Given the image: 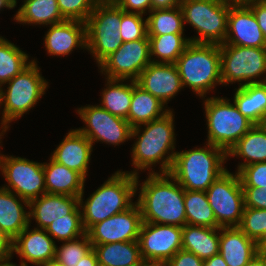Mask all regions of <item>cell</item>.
Instances as JSON below:
<instances>
[{
	"instance_id": "6da1fadb",
	"label": "cell",
	"mask_w": 266,
	"mask_h": 266,
	"mask_svg": "<svg viewBox=\"0 0 266 266\" xmlns=\"http://www.w3.org/2000/svg\"><path fill=\"white\" fill-rule=\"evenodd\" d=\"M138 196L143 222L179 227L187 224L184 188L169 173L150 172Z\"/></svg>"
},
{
	"instance_id": "7a4b0ae2",
	"label": "cell",
	"mask_w": 266,
	"mask_h": 266,
	"mask_svg": "<svg viewBox=\"0 0 266 266\" xmlns=\"http://www.w3.org/2000/svg\"><path fill=\"white\" fill-rule=\"evenodd\" d=\"M138 187V172L117 171L83 202V194L79 197L82 222L87 232L94 224L115 214L126 211L135 203L132 202ZM84 205V206H83Z\"/></svg>"
},
{
	"instance_id": "3957f363",
	"label": "cell",
	"mask_w": 266,
	"mask_h": 266,
	"mask_svg": "<svg viewBox=\"0 0 266 266\" xmlns=\"http://www.w3.org/2000/svg\"><path fill=\"white\" fill-rule=\"evenodd\" d=\"M173 118V113L169 110L162 117L143 124L145 129L141 135H139L141 126L132 128L131 137H138L132 148L131 156L136 171L151 169L152 165L161 161V174L169 173L176 154L172 151L175 148Z\"/></svg>"
},
{
	"instance_id": "277c9868",
	"label": "cell",
	"mask_w": 266,
	"mask_h": 266,
	"mask_svg": "<svg viewBox=\"0 0 266 266\" xmlns=\"http://www.w3.org/2000/svg\"><path fill=\"white\" fill-rule=\"evenodd\" d=\"M206 148H195L176 152L169 175L185 190L206 191L227 169L223 167L227 153L219 147L206 144Z\"/></svg>"
},
{
	"instance_id": "5b68a950",
	"label": "cell",
	"mask_w": 266,
	"mask_h": 266,
	"mask_svg": "<svg viewBox=\"0 0 266 266\" xmlns=\"http://www.w3.org/2000/svg\"><path fill=\"white\" fill-rule=\"evenodd\" d=\"M183 88L189 86L204 97L221 81L220 45L190 43L175 63Z\"/></svg>"
},
{
	"instance_id": "8992f818",
	"label": "cell",
	"mask_w": 266,
	"mask_h": 266,
	"mask_svg": "<svg viewBox=\"0 0 266 266\" xmlns=\"http://www.w3.org/2000/svg\"><path fill=\"white\" fill-rule=\"evenodd\" d=\"M234 0H182L184 24L189 23L199 37L192 43L223 44L227 34L228 14Z\"/></svg>"
},
{
	"instance_id": "52a82bcc",
	"label": "cell",
	"mask_w": 266,
	"mask_h": 266,
	"mask_svg": "<svg viewBox=\"0 0 266 266\" xmlns=\"http://www.w3.org/2000/svg\"><path fill=\"white\" fill-rule=\"evenodd\" d=\"M36 61L26 67L8 83L7 90L0 88V105L3 108L2 134L9 128V123L28 112L45 94L48 82L42 77ZM4 103V104H3Z\"/></svg>"
},
{
	"instance_id": "ba28073f",
	"label": "cell",
	"mask_w": 266,
	"mask_h": 266,
	"mask_svg": "<svg viewBox=\"0 0 266 266\" xmlns=\"http://www.w3.org/2000/svg\"><path fill=\"white\" fill-rule=\"evenodd\" d=\"M208 125L207 143L222 148L226 153L254 125L229 99L210 97L204 102Z\"/></svg>"
},
{
	"instance_id": "9c48e42d",
	"label": "cell",
	"mask_w": 266,
	"mask_h": 266,
	"mask_svg": "<svg viewBox=\"0 0 266 266\" xmlns=\"http://www.w3.org/2000/svg\"><path fill=\"white\" fill-rule=\"evenodd\" d=\"M86 23L87 48L100 65L122 44L121 8L113 0H101Z\"/></svg>"
},
{
	"instance_id": "30bf717a",
	"label": "cell",
	"mask_w": 266,
	"mask_h": 266,
	"mask_svg": "<svg viewBox=\"0 0 266 266\" xmlns=\"http://www.w3.org/2000/svg\"><path fill=\"white\" fill-rule=\"evenodd\" d=\"M220 57L222 84L246 81L239 84L242 86L266 82V76L256 80L266 74V47H242L223 43L220 44Z\"/></svg>"
},
{
	"instance_id": "8fae6325",
	"label": "cell",
	"mask_w": 266,
	"mask_h": 266,
	"mask_svg": "<svg viewBox=\"0 0 266 266\" xmlns=\"http://www.w3.org/2000/svg\"><path fill=\"white\" fill-rule=\"evenodd\" d=\"M219 227H238L245 208L238 173L226 170L205 191Z\"/></svg>"
},
{
	"instance_id": "7c38bea8",
	"label": "cell",
	"mask_w": 266,
	"mask_h": 266,
	"mask_svg": "<svg viewBox=\"0 0 266 266\" xmlns=\"http://www.w3.org/2000/svg\"><path fill=\"white\" fill-rule=\"evenodd\" d=\"M0 169L8 182L3 188L20 198L30 202L47 193L42 163L0 154Z\"/></svg>"
},
{
	"instance_id": "4fadbf2b",
	"label": "cell",
	"mask_w": 266,
	"mask_h": 266,
	"mask_svg": "<svg viewBox=\"0 0 266 266\" xmlns=\"http://www.w3.org/2000/svg\"><path fill=\"white\" fill-rule=\"evenodd\" d=\"M138 243L145 264L164 265L182 250V227L143 222Z\"/></svg>"
},
{
	"instance_id": "5bb4252c",
	"label": "cell",
	"mask_w": 266,
	"mask_h": 266,
	"mask_svg": "<svg viewBox=\"0 0 266 266\" xmlns=\"http://www.w3.org/2000/svg\"><path fill=\"white\" fill-rule=\"evenodd\" d=\"M86 127L77 129L92 143L96 141L119 145L132 138V127L123 118L112 115L99 105H88L77 110Z\"/></svg>"
},
{
	"instance_id": "9a60e30c",
	"label": "cell",
	"mask_w": 266,
	"mask_h": 266,
	"mask_svg": "<svg viewBox=\"0 0 266 266\" xmlns=\"http://www.w3.org/2000/svg\"><path fill=\"white\" fill-rule=\"evenodd\" d=\"M149 39L124 42L99 66L109 79L136 81L145 67L151 63ZM105 72V73H103Z\"/></svg>"
},
{
	"instance_id": "2e32d148",
	"label": "cell",
	"mask_w": 266,
	"mask_h": 266,
	"mask_svg": "<svg viewBox=\"0 0 266 266\" xmlns=\"http://www.w3.org/2000/svg\"><path fill=\"white\" fill-rule=\"evenodd\" d=\"M139 205L94 224L86 233L92 245L138 240L142 225Z\"/></svg>"
},
{
	"instance_id": "e0dca14e",
	"label": "cell",
	"mask_w": 266,
	"mask_h": 266,
	"mask_svg": "<svg viewBox=\"0 0 266 266\" xmlns=\"http://www.w3.org/2000/svg\"><path fill=\"white\" fill-rule=\"evenodd\" d=\"M224 43L242 47H266L257 19L245 2L234 1L231 4Z\"/></svg>"
},
{
	"instance_id": "ac0fdd59",
	"label": "cell",
	"mask_w": 266,
	"mask_h": 266,
	"mask_svg": "<svg viewBox=\"0 0 266 266\" xmlns=\"http://www.w3.org/2000/svg\"><path fill=\"white\" fill-rule=\"evenodd\" d=\"M136 83L164 105L183 88L176 65L169 63L151 62L140 73Z\"/></svg>"
},
{
	"instance_id": "d6986e66",
	"label": "cell",
	"mask_w": 266,
	"mask_h": 266,
	"mask_svg": "<svg viewBox=\"0 0 266 266\" xmlns=\"http://www.w3.org/2000/svg\"><path fill=\"white\" fill-rule=\"evenodd\" d=\"M29 225L13 240V252L21 258V266L27 262L41 266L55 258V241L41 228L29 231Z\"/></svg>"
},
{
	"instance_id": "ffe728a7",
	"label": "cell",
	"mask_w": 266,
	"mask_h": 266,
	"mask_svg": "<svg viewBox=\"0 0 266 266\" xmlns=\"http://www.w3.org/2000/svg\"><path fill=\"white\" fill-rule=\"evenodd\" d=\"M50 55H67L75 48H87L86 23L78 20H64L50 26L44 40Z\"/></svg>"
},
{
	"instance_id": "44dd1931",
	"label": "cell",
	"mask_w": 266,
	"mask_h": 266,
	"mask_svg": "<svg viewBox=\"0 0 266 266\" xmlns=\"http://www.w3.org/2000/svg\"><path fill=\"white\" fill-rule=\"evenodd\" d=\"M91 141L77 129L69 131L63 141L54 150L51 158L86 179L91 152Z\"/></svg>"
},
{
	"instance_id": "7402d4cb",
	"label": "cell",
	"mask_w": 266,
	"mask_h": 266,
	"mask_svg": "<svg viewBox=\"0 0 266 266\" xmlns=\"http://www.w3.org/2000/svg\"><path fill=\"white\" fill-rule=\"evenodd\" d=\"M219 254L228 266H245L261 248L239 227H220Z\"/></svg>"
},
{
	"instance_id": "603a6c76",
	"label": "cell",
	"mask_w": 266,
	"mask_h": 266,
	"mask_svg": "<svg viewBox=\"0 0 266 266\" xmlns=\"http://www.w3.org/2000/svg\"><path fill=\"white\" fill-rule=\"evenodd\" d=\"M79 205V197L45 193L29 202V218L35 219L38 227L46 229L54 220L68 218Z\"/></svg>"
},
{
	"instance_id": "cb8c5ba5",
	"label": "cell",
	"mask_w": 266,
	"mask_h": 266,
	"mask_svg": "<svg viewBox=\"0 0 266 266\" xmlns=\"http://www.w3.org/2000/svg\"><path fill=\"white\" fill-rule=\"evenodd\" d=\"M16 196L10 190L0 188V230L12 240L31 224L29 211L24 210L21 201L26 207H29V202Z\"/></svg>"
},
{
	"instance_id": "d4e9b609",
	"label": "cell",
	"mask_w": 266,
	"mask_h": 266,
	"mask_svg": "<svg viewBox=\"0 0 266 266\" xmlns=\"http://www.w3.org/2000/svg\"><path fill=\"white\" fill-rule=\"evenodd\" d=\"M46 192L49 194L80 197L85 179L76 171L54 161L43 163Z\"/></svg>"
},
{
	"instance_id": "484cf974",
	"label": "cell",
	"mask_w": 266,
	"mask_h": 266,
	"mask_svg": "<svg viewBox=\"0 0 266 266\" xmlns=\"http://www.w3.org/2000/svg\"><path fill=\"white\" fill-rule=\"evenodd\" d=\"M219 232L220 228L186 224L182 227V250L202 260L211 258L219 254Z\"/></svg>"
},
{
	"instance_id": "4316f807",
	"label": "cell",
	"mask_w": 266,
	"mask_h": 266,
	"mask_svg": "<svg viewBox=\"0 0 266 266\" xmlns=\"http://www.w3.org/2000/svg\"><path fill=\"white\" fill-rule=\"evenodd\" d=\"M234 104L254 125L266 120V82L252 83L235 89Z\"/></svg>"
},
{
	"instance_id": "83f0119b",
	"label": "cell",
	"mask_w": 266,
	"mask_h": 266,
	"mask_svg": "<svg viewBox=\"0 0 266 266\" xmlns=\"http://www.w3.org/2000/svg\"><path fill=\"white\" fill-rule=\"evenodd\" d=\"M99 266H144L138 240L92 245Z\"/></svg>"
},
{
	"instance_id": "f1b7e54d",
	"label": "cell",
	"mask_w": 266,
	"mask_h": 266,
	"mask_svg": "<svg viewBox=\"0 0 266 266\" xmlns=\"http://www.w3.org/2000/svg\"><path fill=\"white\" fill-rule=\"evenodd\" d=\"M169 110L165 109L164 104L157 97L133 81V95L128 111V122L132 128L158 119Z\"/></svg>"
},
{
	"instance_id": "f546056e",
	"label": "cell",
	"mask_w": 266,
	"mask_h": 266,
	"mask_svg": "<svg viewBox=\"0 0 266 266\" xmlns=\"http://www.w3.org/2000/svg\"><path fill=\"white\" fill-rule=\"evenodd\" d=\"M229 156L245 158L244 163L238 165L237 171L253 163L266 162V127L253 125L228 151L227 157Z\"/></svg>"
},
{
	"instance_id": "4dcf8cb0",
	"label": "cell",
	"mask_w": 266,
	"mask_h": 266,
	"mask_svg": "<svg viewBox=\"0 0 266 266\" xmlns=\"http://www.w3.org/2000/svg\"><path fill=\"white\" fill-rule=\"evenodd\" d=\"M14 20L20 23L53 25L66 20L58 7L57 0H24Z\"/></svg>"
},
{
	"instance_id": "1f68e13d",
	"label": "cell",
	"mask_w": 266,
	"mask_h": 266,
	"mask_svg": "<svg viewBox=\"0 0 266 266\" xmlns=\"http://www.w3.org/2000/svg\"><path fill=\"white\" fill-rule=\"evenodd\" d=\"M106 79L107 87L102 92V104L99 106L106 109L112 115L128 121V111L133 95V80L128 85L121 82L125 80Z\"/></svg>"
},
{
	"instance_id": "d6a6232c",
	"label": "cell",
	"mask_w": 266,
	"mask_h": 266,
	"mask_svg": "<svg viewBox=\"0 0 266 266\" xmlns=\"http://www.w3.org/2000/svg\"><path fill=\"white\" fill-rule=\"evenodd\" d=\"M149 39L150 57L156 56L158 59H152L155 63L175 64L183 51L191 43L190 39L184 38L183 34H163L147 35ZM155 60V61H154Z\"/></svg>"
},
{
	"instance_id": "836d02e7",
	"label": "cell",
	"mask_w": 266,
	"mask_h": 266,
	"mask_svg": "<svg viewBox=\"0 0 266 266\" xmlns=\"http://www.w3.org/2000/svg\"><path fill=\"white\" fill-rule=\"evenodd\" d=\"M184 206L187 224L220 228L205 191L184 189Z\"/></svg>"
},
{
	"instance_id": "e575fe53",
	"label": "cell",
	"mask_w": 266,
	"mask_h": 266,
	"mask_svg": "<svg viewBox=\"0 0 266 266\" xmlns=\"http://www.w3.org/2000/svg\"><path fill=\"white\" fill-rule=\"evenodd\" d=\"M28 58L14 43L0 36V88L31 64L33 60L28 62Z\"/></svg>"
},
{
	"instance_id": "d590c367",
	"label": "cell",
	"mask_w": 266,
	"mask_h": 266,
	"mask_svg": "<svg viewBox=\"0 0 266 266\" xmlns=\"http://www.w3.org/2000/svg\"><path fill=\"white\" fill-rule=\"evenodd\" d=\"M147 35L183 34L184 20L181 7L157 9L149 12Z\"/></svg>"
},
{
	"instance_id": "8d00e7d4",
	"label": "cell",
	"mask_w": 266,
	"mask_h": 266,
	"mask_svg": "<svg viewBox=\"0 0 266 266\" xmlns=\"http://www.w3.org/2000/svg\"><path fill=\"white\" fill-rule=\"evenodd\" d=\"M79 205L68 214V218H60L52 221V223L45 229L46 232L53 239L63 242L80 238L86 233L83 222L81 210Z\"/></svg>"
},
{
	"instance_id": "74e56055",
	"label": "cell",
	"mask_w": 266,
	"mask_h": 266,
	"mask_svg": "<svg viewBox=\"0 0 266 266\" xmlns=\"http://www.w3.org/2000/svg\"><path fill=\"white\" fill-rule=\"evenodd\" d=\"M238 227L261 248L266 243V209L245 207Z\"/></svg>"
},
{
	"instance_id": "f35d334b",
	"label": "cell",
	"mask_w": 266,
	"mask_h": 266,
	"mask_svg": "<svg viewBox=\"0 0 266 266\" xmlns=\"http://www.w3.org/2000/svg\"><path fill=\"white\" fill-rule=\"evenodd\" d=\"M78 239L68 240L59 248L56 245L55 259L65 266H76L93 249L87 233L80 237L81 240Z\"/></svg>"
},
{
	"instance_id": "ab89813d",
	"label": "cell",
	"mask_w": 266,
	"mask_h": 266,
	"mask_svg": "<svg viewBox=\"0 0 266 266\" xmlns=\"http://www.w3.org/2000/svg\"><path fill=\"white\" fill-rule=\"evenodd\" d=\"M141 14L129 13L121 9L120 36L123 43L140 40L147 35V20Z\"/></svg>"
},
{
	"instance_id": "60d3db41",
	"label": "cell",
	"mask_w": 266,
	"mask_h": 266,
	"mask_svg": "<svg viewBox=\"0 0 266 266\" xmlns=\"http://www.w3.org/2000/svg\"><path fill=\"white\" fill-rule=\"evenodd\" d=\"M101 0H57L59 10L66 20L86 22Z\"/></svg>"
},
{
	"instance_id": "b9f144b4",
	"label": "cell",
	"mask_w": 266,
	"mask_h": 266,
	"mask_svg": "<svg viewBox=\"0 0 266 266\" xmlns=\"http://www.w3.org/2000/svg\"><path fill=\"white\" fill-rule=\"evenodd\" d=\"M242 187L266 189V162H259L242 167L237 171Z\"/></svg>"
},
{
	"instance_id": "7bdbcfd3",
	"label": "cell",
	"mask_w": 266,
	"mask_h": 266,
	"mask_svg": "<svg viewBox=\"0 0 266 266\" xmlns=\"http://www.w3.org/2000/svg\"><path fill=\"white\" fill-rule=\"evenodd\" d=\"M245 207L266 209V189L243 187Z\"/></svg>"
},
{
	"instance_id": "ee69618b",
	"label": "cell",
	"mask_w": 266,
	"mask_h": 266,
	"mask_svg": "<svg viewBox=\"0 0 266 266\" xmlns=\"http://www.w3.org/2000/svg\"><path fill=\"white\" fill-rule=\"evenodd\" d=\"M204 260L197 257L194 253L179 250L168 260L165 266H203Z\"/></svg>"
},
{
	"instance_id": "f6af8a7d",
	"label": "cell",
	"mask_w": 266,
	"mask_h": 266,
	"mask_svg": "<svg viewBox=\"0 0 266 266\" xmlns=\"http://www.w3.org/2000/svg\"><path fill=\"white\" fill-rule=\"evenodd\" d=\"M122 10L129 13L145 14L151 11V0H113ZM130 9V10H128Z\"/></svg>"
},
{
	"instance_id": "bcb514c9",
	"label": "cell",
	"mask_w": 266,
	"mask_h": 266,
	"mask_svg": "<svg viewBox=\"0 0 266 266\" xmlns=\"http://www.w3.org/2000/svg\"><path fill=\"white\" fill-rule=\"evenodd\" d=\"M254 13L258 25L263 32V36L266 40V4L261 0H249L245 2Z\"/></svg>"
},
{
	"instance_id": "7dc6e473",
	"label": "cell",
	"mask_w": 266,
	"mask_h": 266,
	"mask_svg": "<svg viewBox=\"0 0 266 266\" xmlns=\"http://www.w3.org/2000/svg\"><path fill=\"white\" fill-rule=\"evenodd\" d=\"M13 254V240L0 230V266L10 264Z\"/></svg>"
},
{
	"instance_id": "c3c4849f",
	"label": "cell",
	"mask_w": 266,
	"mask_h": 266,
	"mask_svg": "<svg viewBox=\"0 0 266 266\" xmlns=\"http://www.w3.org/2000/svg\"><path fill=\"white\" fill-rule=\"evenodd\" d=\"M182 0H151V10L170 9L180 6Z\"/></svg>"
},
{
	"instance_id": "681fc988",
	"label": "cell",
	"mask_w": 266,
	"mask_h": 266,
	"mask_svg": "<svg viewBox=\"0 0 266 266\" xmlns=\"http://www.w3.org/2000/svg\"><path fill=\"white\" fill-rule=\"evenodd\" d=\"M76 266H99L95 251L88 252Z\"/></svg>"
},
{
	"instance_id": "f907efd6",
	"label": "cell",
	"mask_w": 266,
	"mask_h": 266,
	"mask_svg": "<svg viewBox=\"0 0 266 266\" xmlns=\"http://www.w3.org/2000/svg\"><path fill=\"white\" fill-rule=\"evenodd\" d=\"M203 266H228L221 254H217L204 260Z\"/></svg>"
},
{
	"instance_id": "816d5d0a",
	"label": "cell",
	"mask_w": 266,
	"mask_h": 266,
	"mask_svg": "<svg viewBox=\"0 0 266 266\" xmlns=\"http://www.w3.org/2000/svg\"><path fill=\"white\" fill-rule=\"evenodd\" d=\"M245 266H266V255L258 252Z\"/></svg>"
},
{
	"instance_id": "f5cc1de1",
	"label": "cell",
	"mask_w": 266,
	"mask_h": 266,
	"mask_svg": "<svg viewBox=\"0 0 266 266\" xmlns=\"http://www.w3.org/2000/svg\"><path fill=\"white\" fill-rule=\"evenodd\" d=\"M17 4V0H0V9L1 8H9L13 9Z\"/></svg>"
},
{
	"instance_id": "db71d44e",
	"label": "cell",
	"mask_w": 266,
	"mask_h": 266,
	"mask_svg": "<svg viewBox=\"0 0 266 266\" xmlns=\"http://www.w3.org/2000/svg\"><path fill=\"white\" fill-rule=\"evenodd\" d=\"M41 266H65V265L54 258L48 261L47 263L42 264Z\"/></svg>"
},
{
	"instance_id": "11a10c76",
	"label": "cell",
	"mask_w": 266,
	"mask_h": 266,
	"mask_svg": "<svg viewBox=\"0 0 266 266\" xmlns=\"http://www.w3.org/2000/svg\"><path fill=\"white\" fill-rule=\"evenodd\" d=\"M261 251L266 255V243L261 247Z\"/></svg>"
},
{
	"instance_id": "9f6ffc18",
	"label": "cell",
	"mask_w": 266,
	"mask_h": 266,
	"mask_svg": "<svg viewBox=\"0 0 266 266\" xmlns=\"http://www.w3.org/2000/svg\"><path fill=\"white\" fill-rule=\"evenodd\" d=\"M144 266H165V265H158V264H145Z\"/></svg>"
},
{
	"instance_id": "6f0895ef",
	"label": "cell",
	"mask_w": 266,
	"mask_h": 266,
	"mask_svg": "<svg viewBox=\"0 0 266 266\" xmlns=\"http://www.w3.org/2000/svg\"><path fill=\"white\" fill-rule=\"evenodd\" d=\"M235 2H246V1H249V0H234Z\"/></svg>"
},
{
	"instance_id": "680465c9",
	"label": "cell",
	"mask_w": 266,
	"mask_h": 266,
	"mask_svg": "<svg viewBox=\"0 0 266 266\" xmlns=\"http://www.w3.org/2000/svg\"><path fill=\"white\" fill-rule=\"evenodd\" d=\"M4 266H17V265L16 264H13V263H10V264L4 265ZM19 266H21V265H19Z\"/></svg>"
}]
</instances>
